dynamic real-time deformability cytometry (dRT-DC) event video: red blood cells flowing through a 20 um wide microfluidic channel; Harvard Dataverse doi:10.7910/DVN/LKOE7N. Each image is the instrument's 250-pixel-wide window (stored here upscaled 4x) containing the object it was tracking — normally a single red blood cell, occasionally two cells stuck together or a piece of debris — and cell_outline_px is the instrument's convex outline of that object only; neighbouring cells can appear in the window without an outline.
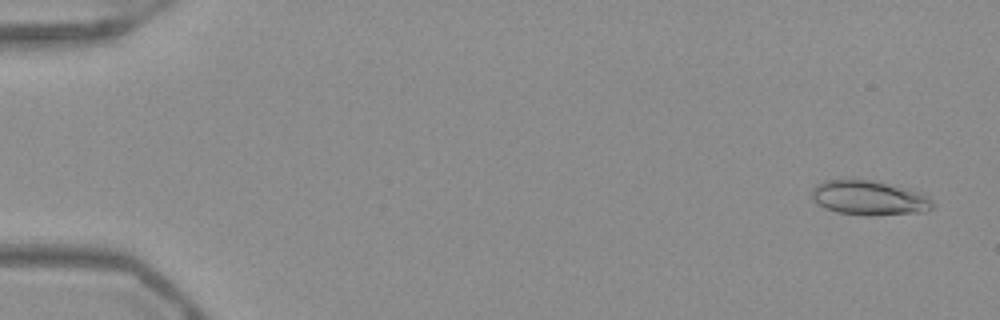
{"species": "Egyptian fruit bat (a non-hibernating species)", "species_latin": "Rousettus aegyptiacus", "temperature_condition": "warm", "stored_images_in_passage": 53, "camera_frame_rate_fps": 3000, "um_per_image_px": 0.085, "frame": {"image": 1, "passage_image": 3, "time_ms": 0.667, "image_size_px": [1000, 320], "cell_outline_px": [[932, 208], [928, 212], [868, 216], [836, 212], [824, 208], [812, 196], [812, 188], [816, 184], [824, 180], [872, 180], [908, 188], [924, 192], [932, 200]], "centroid_in_image_um": [73.94, 16.83], "position_along_channel_um": 11.1, "area_um2": 24.57}}
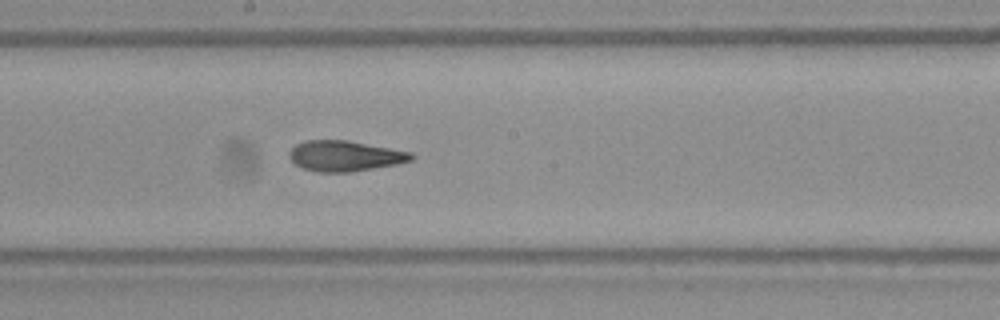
{"frame": {"image": 2, "passage_image": 30, "time_ms": 9.667, "image_size_px": [1000, 320], "cell_outline_px": [[416, 156], [412, 160], [396, 164], [348, 172], [316, 172], [304, 168], [296, 164], [288, 156], [288, 152], [296, 144], [304, 140], [348, 140], [412, 152]], "centroid_in_image_um": [29.31, 13.24], "position_along_channel_um": 218.9, "area_um2": 21.68}}
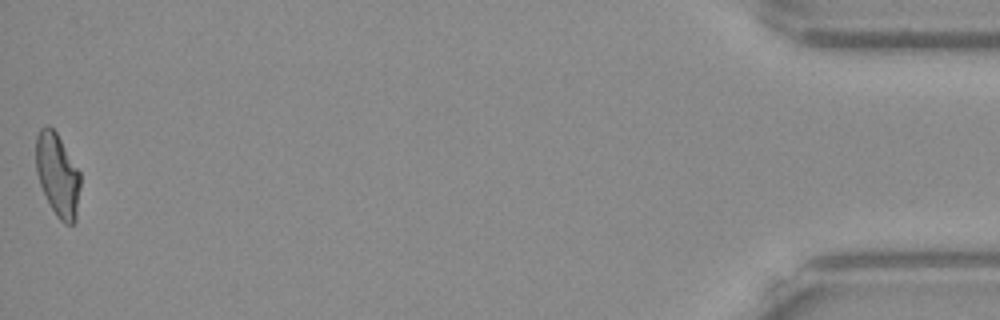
{"frame": {"image": 3, "passage_image": 53, "time_ms": 17.333, "image_size_px": [1000, 320], "cell_outline_px": [[80, 188], [76, 220], [72, 224], [64, 224], [56, 216], [40, 184], [36, 172], [36, 136], [40, 128], [44, 124], [48, 124], [56, 132], [80, 172]], "centroid_in_image_um": [4.89, 14.85], "position_along_channel_um": 430.3, "area_um2": 21.44}, "authors_computed_cell_mechanics": {"area_um2": 22.1952, "velocity_mm_per_s": 3.9348, "shape_relaxation_time_tau1_ms": null, "shape_relaxation_time_tau2_ms": 1.9532, "deformation_change_tau1": null, "deformation_change_tau2": 0.0906}}